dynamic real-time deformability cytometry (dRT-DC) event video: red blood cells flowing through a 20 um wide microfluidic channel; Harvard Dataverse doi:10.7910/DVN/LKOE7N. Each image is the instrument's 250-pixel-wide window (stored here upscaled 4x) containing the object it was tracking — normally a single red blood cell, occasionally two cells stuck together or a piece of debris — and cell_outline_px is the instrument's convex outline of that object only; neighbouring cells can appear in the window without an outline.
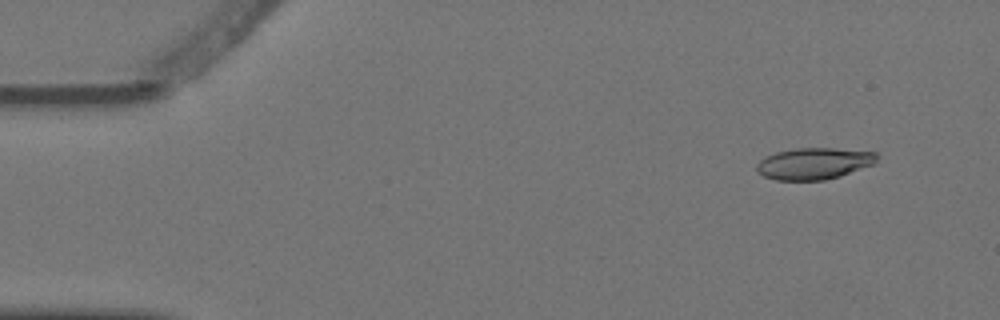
{"species": "Egyptian fruit bat (a non-hibernating species)", "species_latin": "Rousettus aegyptiacus", "temperature_condition": "warm", "stored_images_in_passage": 4, "camera_frame_rate_fps": 3000, "um_per_image_px": 0.085, "animal": {"sex": "female"}, "frame": {"image": 1, "passage_image": 2, "time_ms": 0.333, "image_size_px": [1000, 320], "cell_outline_px": [[876, 160], [872, 164], [840, 176], [824, 180], [776, 180], [764, 176], [756, 172], [756, 164], [764, 156], [776, 152], [796, 148], [832, 148], [876, 152]], "centroid_in_image_um": [69.12, 13.9], "position_along_channel_um": 15.9, "area_um2": 22.02}}
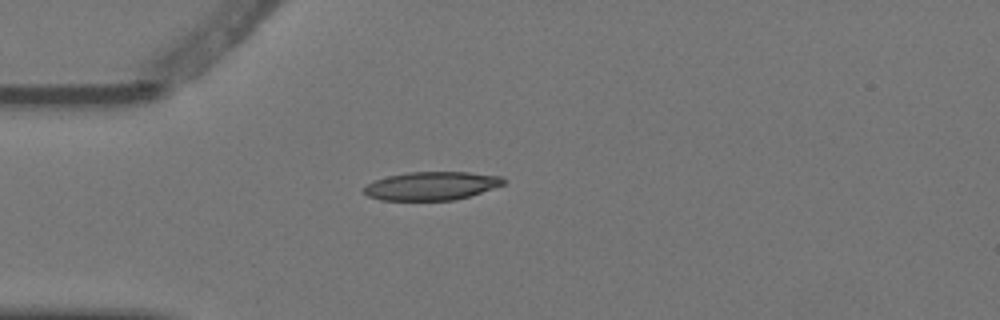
{"frame": {"image": 2, "passage_image": 4, "time_ms": 1.0, "image_size_px": [1000, 320], "cell_outline_px": [[504, 184], [468, 196], [452, 200], [380, 200], [368, 196], [364, 192], [364, 188], [368, 184], [376, 180], [388, 176], [408, 172], [468, 172], [500, 176], [504, 180]], "centroid_in_image_um": [36.65, 15.8], "position_along_channel_um": 48.3, "area_um2": 22.72}}